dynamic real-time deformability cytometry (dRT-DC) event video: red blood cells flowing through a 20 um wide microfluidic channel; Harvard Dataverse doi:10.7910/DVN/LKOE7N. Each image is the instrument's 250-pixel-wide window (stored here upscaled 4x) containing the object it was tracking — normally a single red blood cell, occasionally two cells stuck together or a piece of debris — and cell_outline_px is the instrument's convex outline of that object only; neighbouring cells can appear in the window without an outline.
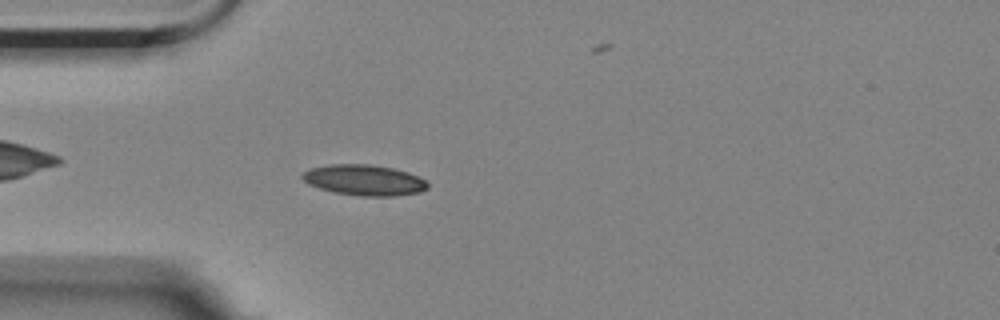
{"species": "Egyptian fruit bat (a non-hibernating species)", "species_latin": "Rousettus aegyptiacus", "temperature_condition": "room temperature", "stored_images_in_passage": 3, "camera_frame_rate_fps": 3000, "um_per_image_px": 0.085, "animal": {"sex": "female"}, "frame": {"image": 1, "passage_image": 2, "time_ms": 1.333, "image_size_px": [1000, 320], "cell_outline_px": [[428, 188], [420, 192], [392, 196], [360, 196], [332, 192], [308, 184], [300, 176], [308, 168], [332, 164], [368, 164], [392, 168], [408, 172], [424, 180], [428, 184]], "centroid_in_image_um": [30.92, 15.31], "position_along_channel_um": 54.1, "area_um2": 22.37}}